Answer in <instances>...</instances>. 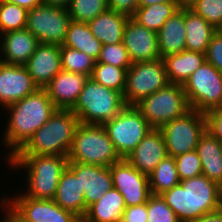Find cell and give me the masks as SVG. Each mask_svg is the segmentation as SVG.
I'll list each match as a JSON object with an SVG mask.
<instances>
[{
	"instance_id": "6da1fadb",
	"label": "cell",
	"mask_w": 222,
	"mask_h": 222,
	"mask_svg": "<svg viewBox=\"0 0 222 222\" xmlns=\"http://www.w3.org/2000/svg\"><path fill=\"white\" fill-rule=\"evenodd\" d=\"M4 109L9 113L7 123L4 124V134L1 137L5 149H9L5 154L6 162L49 120L57 108L48 97L46 90L39 88L36 92Z\"/></svg>"
},
{
	"instance_id": "7a4b0ae2",
	"label": "cell",
	"mask_w": 222,
	"mask_h": 222,
	"mask_svg": "<svg viewBox=\"0 0 222 222\" xmlns=\"http://www.w3.org/2000/svg\"><path fill=\"white\" fill-rule=\"evenodd\" d=\"M160 196L180 222L196 221L222 207L220 186L203 174L181 180Z\"/></svg>"
},
{
	"instance_id": "3957f363",
	"label": "cell",
	"mask_w": 222,
	"mask_h": 222,
	"mask_svg": "<svg viewBox=\"0 0 222 222\" xmlns=\"http://www.w3.org/2000/svg\"><path fill=\"white\" fill-rule=\"evenodd\" d=\"M10 170L25 171L26 197L54 199L61 174L67 168V156L55 155H13L6 161ZM9 163V164H8ZM24 169V170H23Z\"/></svg>"
},
{
	"instance_id": "277c9868",
	"label": "cell",
	"mask_w": 222,
	"mask_h": 222,
	"mask_svg": "<svg viewBox=\"0 0 222 222\" xmlns=\"http://www.w3.org/2000/svg\"><path fill=\"white\" fill-rule=\"evenodd\" d=\"M79 123L78 116L71 109H56L15 155L68 157Z\"/></svg>"
},
{
	"instance_id": "5b68a950",
	"label": "cell",
	"mask_w": 222,
	"mask_h": 222,
	"mask_svg": "<svg viewBox=\"0 0 222 222\" xmlns=\"http://www.w3.org/2000/svg\"><path fill=\"white\" fill-rule=\"evenodd\" d=\"M126 106L123 94L88 78L71 109L83 124L103 125L116 117Z\"/></svg>"
},
{
	"instance_id": "8992f818",
	"label": "cell",
	"mask_w": 222,
	"mask_h": 222,
	"mask_svg": "<svg viewBox=\"0 0 222 222\" xmlns=\"http://www.w3.org/2000/svg\"><path fill=\"white\" fill-rule=\"evenodd\" d=\"M121 159L103 125L78 124L68 154L69 162L110 167Z\"/></svg>"
},
{
	"instance_id": "52a82bcc",
	"label": "cell",
	"mask_w": 222,
	"mask_h": 222,
	"mask_svg": "<svg viewBox=\"0 0 222 222\" xmlns=\"http://www.w3.org/2000/svg\"><path fill=\"white\" fill-rule=\"evenodd\" d=\"M135 107L152 128L160 129L167 122L191 110L183 85L168 83L165 87L142 99Z\"/></svg>"
},
{
	"instance_id": "ba28073f",
	"label": "cell",
	"mask_w": 222,
	"mask_h": 222,
	"mask_svg": "<svg viewBox=\"0 0 222 222\" xmlns=\"http://www.w3.org/2000/svg\"><path fill=\"white\" fill-rule=\"evenodd\" d=\"M191 109L206 113L222 107V73L205 60L183 84Z\"/></svg>"
},
{
	"instance_id": "9c48e42d",
	"label": "cell",
	"mask_w": 222,
	"mask_h": 222,
	"mask_svg": "<svg viewBox=\"0 0 222 222\" xmlns=\"http://www.w3.org/2000/svg\"><path fill=\"white\" fill-rule=\"evenodd\" d=\"M103 126L121 158H126L152 129L135 106H125Z\"/></svg>"
},
{
	"instance_id": "30bf717a",
	"label": "cell",
	"mask_w": 222,
	"mask_h": 222,
	"mask_svg": "<svg viewBox=\"0 0 222 222\" xmlns=\"http://www.w3.org/2000/svg\"><path fill=\"white\" fill-rule=\"evenodd\" d=\"M169 83L162 58L154 61L136 62L128 68L123 99L126 106H135L145 97Z\"/></svg>"
},
{
	"instance_id": "8fae6325",
	"label": "cell",
	"mask_w": 222,
	"mask_h": 222,
	"mask_svg": "<svg viewBox=\"0 0 222 222\" xmlns=\"http://www.w3.org/2000/svg\"><path fill=\"white\" fill-rule=\"evenodd\" d=\"M71 21L67 8L42 3L28 10L25 28L40 43L62 46Z\"/></svg>"
},
{
	"instance_id": "7c38bea8",
	"label": "cell",
	"mask_w": 222,
	"mask_h": 222,
	"mask_svg": "<svg viewBox=\"0 0 222 222\" xmlns=\"http://www.w3.org/2000/svg\"><path fill=\"white\" fill-rule=\"evenodd\" d=\"M168 156L176 157L196 150L200 136L206 130V116L191 109L182 117L167 122L160 128Z\"/></svg>"
},
{
	"instance_id": "4fadbf2b",
	"label": "cell",
	"mask_w": 222,
	"mask_h": 222,
	"mask_svg": "<svg viewBox=\"0 0 222 222\" xmlns=\"http://www.w3.org/2000/svg\"><path fill=\"white\" fill-rule=\"evenodd\" d=\"M15 194L12 198L3 194L0 201L20 222H81L76 215L61 208L53 199L29 198L22 192Z\"/></svg>"
},
{
	"instance_id": "5bb4252c",
	"label": "cell",
	"mask_w": 222,
	"mask_h": 222,
	"mask_svg": "<svg viewBox=\"0 0 222 222\" xmlns=\"http://www.w3.org/2000/svg\"><path fill=\"white\" fill-rule=\"evenodd\" d=\"M113 187L124 198L125 206H135L146 203L152 195L149 176L139 172L125 158L110 166Z\"/></svg>"
},
{
	"instance_id": "9a60e30c",
	"label": "cell",
	"mask_w": 222,
	"mask_h": 222,
	"mask_svg": "<svg viewBox=\"0 0 222 222\" xmlns=\"http://www.w3.org/2000/svg\"><path fill=\"white\" fill-rule=\"evenodd\" d=\"M123 44L132 63L161 58L157 32L147 29L129 17L123 31Z\"/></svg>"
},
{
	"instance_id": "2e32d148",
	"label": "cell",
	"mask_w": 222,
	"mask_h": 222,
	"mask_svg": "<svg viewBox=\"0 0 222 222\" xmlns=\"http://www.w3.org/2000/svg\"><path fill=\"white\" fill-rule=\"evenodd\" d=\"M39 89L24 65L0 62V105L5 108Z\"/></svg>"
},
{
	"instance_id": "e0dca14e",
	"label": "cell",
	"mask_w": 222,
	"mask_h": 222,
	"mask_svg": "<svg viewBox=\"0 0 222 222\" xmlns=\"http://www.w3.org/2000/svg\"><path fill=\"white\" fill-rule=\"evenodd\" d=\"M67 167L75 175H80V185L81 191H84L86 214L87 208L101 199L103 194L113 187L110 167L69 161Z\"/></svg>"
},
{
	"instance_id": "ac0fdd59",
	"label": "cell",
	"mask_w": 222,
	"mask_h": 222,
	"mask_svg": "<svg viewBox=\"0 0 222 222\" xmlns=\"http://www.w3.org/2000/svg\"><path fill=\"white\" fill-rule=\"evenodd\" d=\"M167 156L163 133L160 129L152 128L125 159L139 172L149 176Z\"/></svg>"
},
{
	"instance_id": "d6986e66",
	"label": "cell",
	"mask_w": 222,
	"mask_h": 222,
	"mask_svg": "<svg viewBox=\"0 0 222 222\" xmlns=\"http://www.w3.org/2000/svg\"><path fill=\"white\" fill-rule=\"evenodd\" d=\"M24 66L39 88L46 87L62 70L60 46L39 43Z\"/></svg>"
},
{
	"instance_id": "ffe728a7",
	"label": "cell",
	"mask_w": 222,
	"mask_h": 222,
	"mask_svg": "<svg viewBox=\"0 0 222 222\" xmlns=\"http://www.w3.org/2000/svg\"><path fill=\"white\" fill-rule=\"evenodd\" d=\"M88 78L61 70L44 89L57 109H72Z\"/></svg>"
},
{
	"instance_id": "44dd1931",
	"label": "cell",
	"mask_w": 222,
	"mask_h": 222,
	"mask_svg": "<svg viewBox=\"0 0 222 222\" xmlns=\"http://www.w3.org/2000/svg\"><path fill=\"white\" fill-rule=\"evenodd\" d=\"M39 43V40L26 28L1 34L0 62L9 65H25Z\"/></svg>"
},
{
	"instance_id": "7402d4cb",
	"label": "cell",
	"mask_w": 222,
	"mask_h": 222,
	"mask_svg": "<svg viewBox=\"0 0 222 222\" xmlns=\"http://www.w3.org/2000/svg\"><path fill=\"white\" fill-rule=\"evenodd\" d=\"M53 200L61 208L82 220L85 216V198L84 191H81L80 175H75L67 167L61 174Z\"/></svg>"
},
{
	"instance_id": "603a6c76",
	"label": "cell",
	"mask_w": 222,
	"mask_h": 222,
	"mask_svg": "<svg viewBox=\"0 0 222 222\" xmlns=\"http://www.w3.org/2000/svg\"><path fill=\"white\" fill-rule=\"evenodd\" d=\"M157 34L161 58L186 50L185 7L177 10Z\"/></svg>"
},
{
	"instance_id": "cb8c5ba5",
	"label": "cell",
	"mask_w": 222,
	"mask_h": 222,
	"mask_svg": "<svg viewBox=\"0 0 222 222\" xmlns=\"http://www.w3.org/2000/svg\"><path fill=\"white\" fill-rule=\"evenodd\" d=\"M196 151L202 163V174L211 181L222 185V146L221 142L208 130L200 136Z\"/></svg>"
},
{
	"instance_id": "d4e9b609",
	"label": "cell",
	"mask_w": 222,
	"mask_h": 222,
	"mask_svg": "<svg viewBox=\"0 0 222 222\" xmlns=\"http://www.w3.org/2000/svg\"><path fill=\"white\" fill-rule=\"evenodd\" d=\"M125 208L123 196L112 187L87 208L81 222H121Z\"/></svg>"
},
{
	"instance_id": "484cf974",
	"label": "cell",
	"mask_w": 222,
	"mask_h": 222,
	"mask_svg": "<svg viewBox=\"0 0 222 222\" xmlns=\"http://www.w3.org/2000/svg\"><path fill=\"white\" fill-rule=\"evenodd\" d=\"M129 16L108 9L88 22L91 33L106 44H116L123 41V31Z\"/></svg>"
},
{
	"instance_id": "4316f807",
	"label": "cell",
	"mask_w": 222,
	"mask_h": 222,
	"mask_svg": "<svg viewBox=\"0 0 222 222\" xmlns=\"http://www.w3.org/2000/svg\"><path fill=\"white\" fill-rule=\"evenodd\" d=\"M165 63L169 83L183 85L203 62L205 54L194 51H181L162 58Z\"/></svg>"
},
{
	"instance_id": "83f0119b",
	"label": "cell",
	"mask_w": 222,
	"mask_h": 222,
	"mask_svg": "<svg viewBox=\"0 0 222 222\" xmlns=\"http://www.w3.org/2000/svg\"><path fill=\"white\" fill-rule=\"evenodd\" d=\"M186 50L205 54L217 29L190 8L185 7Z\"/></svg>"
},
{
	"instance_id": "f1b7e54d",
	"label": "cell",
	"mask_w": 222,
	"mask_h": 222,
	"mask_svg": "<svg viewBox=\"0 0 222 222\" xmlns=\"http://www.w3.org/2000/svg\"><path fill=\"white\" fill-rule=\"evenodd\" d=\"M102 45V42L91 33L88 23L75 21L69 23L63 46L82 51L97 61Z\"/></svg>"
},
{
	"instance_id": "f546056e",
	"label": "cell",
	"mask_w": 222,
	"mask_h": 222,
	"mask_svg": "<svg viewBox=\"0 0 222 222\" xmlns=\"http://www.w3.org/2000/svg\"><path fill=\"white\" fill-rule=\"evenodd\" d=\"M181 7L180 1H167L137 7L132 18L147 29L158 32L164 23Z\"/></svg>"
},
{
	"instance_id": "4dcf8cb0",
	"label": "cell",
	"mask_w": 222,
	"mask_h": 222,
	"mask_svg": "<svg viewBox=\"0 0 222 222\" xmlns=\"http://www.w3.org/2000/svg\"><path fill=\"white\" fill-rule=\"evenodd\" d=\"M180 179L177 174L175 158L167 156L156 166L149 175V185L152 195H160L178 185Z\"/></svg>"
},
{
	"instance_id": "1f68e13d",
	"label": "cell",
	"mask_w": 222,
	"mask_h": 222,
	"mask_svg": "<svg viewBox=\"0 0 222 222\" xmlns=\"http://www.w3.org/2000/svg\"><path fill=\"white\" fill-rule=\"evenodd\" d=\"M127 70L107 63L96 62L90 78L106 88L123 94Z\"/></svg>"
},
{
	"instance_id": "d6a6232c",
	"label": "cell",
	"mask_w": 222,
	"mask_h": 222,
	"mask_svg": "<svg viewBox=\"0 0 222 222\" xmlns=\"http://www.w3.org/2000/svg\"><path fill=\"white\" fill-rule=\"evenodd\" d=\"M61 53V69L91 76L96 60L82 51L76 49L60 46Z\"/></svg>"
},
{
	"instance_id": "836d02e7",
	"label": "cell",
	"mask_w": 222,
	"mask_h": 222,
	"mask_svg": "<svg viewBox=\"0 0 222 222\" xmlns=\"http://www.w3.org/2000/svg\"><path fill=\"white\" fill-rule=\"evenodd\" d=\"M72 21L88 23L109 9L108 0H71L67 8Z\"/></svg>"
},
{
	"instance_id": "e575fe53",
	"label": "cell",
	"mask_w": 222,
	"mask_h": 222,
	"mask_svg": "<svg viewBox=\"0 0 222 222\" xmlns=\"http://www.w3.org/2000/svg\"><path fill=\"white\" fill-rule=\"evenodd\" d=\"M27 10L17 4L0 0V35L25 29Z\"/></svg>"
},
{
	"instance_id": "d590c367",
	"label": "cell",
	"mask_w": 222,
	"mask_h": 222,
	"mask_svg": "<svg viewBox=\"0 0 222 222\" xmlns=\"http://www.w3.org/2000/svg\"><path fill=\"white\" fill-rule=\"evenodd\" d=\"M96 62L111 64L126 70L132 65L123 42L102 45L100 56Z\"/></svg>"
},
{
	"instance_id": "8d00e7d4",
	"label": "cell",
	"mask_w": 222,
	"mask_h": 222,
	"mask_svg": "<svg viewBox=\"0 0 222 222\" xmlns=\"http://www.w3.org/2000/svg\"><path fill=\"white\" fill-rule=\"evenodd\" d=\"M175 163L180 181L202 175V163L196 150L176 156Z\"/></svg>"
},
{
	"instance_id": "74e56055",
	"label": "cell",
	"mask_w": 222,
	"mask_h": 222,
	"mask_svg": "<svg viewBox=\"0 0 222 222\" xmlns=\"http://www.w3.org/2000/svg\"><path fill=\"white\" fill-rule=\"evenodd\" d=\"M147 222H180L160 195H151L147 201Z\"/></svg>"
},
{
	"instance_id": "f35d334b",
	"label": "cell",
	"mask_w": 222,
	"mask_h": 222,
	"mask_svg": "<svg viewBox=\"0 0 222 222\" xmlns=\"http://www.w3.org/2000/svg\"><path fill=\"white\" fill-rule=\"evenodd\" d=\"M190 9L216 29L222 24V0H198Z\"/></svg>"
},
{
	"instance_id": "ab89813d",
	"label": "cell",
	"mask_w": 222,
	"mask_h": 222,
	"mask_svg": "<svg viewBox=\"0 0 222 222\" xmlns=\"http://www.w3.org/2000/svg\"><path fill=\"white\" fill-rule=\"evenodd\" d=\"M205 60L222 73V35L218 31L212 36L208 44Z\"/></svg>"
},
{
	"instance_id": "60d3db41",
	"label": "cell",
	"mask_w": 222,
	"mask_h": 222,
	"mask_svg": "<svg viewBox=\"0 0 222 222\" xmlns=\"http://www.w3.org/2000/svg\"><path fill=\"white\" fill-rule=\"evenodd\" d=\"M206 130L219 141H222V107L215 108L205 113Z\"/></svg>"
},
{
	"instance_id": "b9f144b4",
	"label": "cell",
	"mask_w": 222,
	"mask_h": 222,
	"mask_svg": "<svg viewBox=\"0 0 222 222\" xmlns=\"http://www.w3.org/2000/svg\"><path fill=\"white\" fill-rule=\"evenodd\" d=\"M148 215H147V202L126 207L121 222H147Z\"/></svg>"
},
{
	"instance_id": "7bdbcfd3",
	"label": "cell",
	"mask_w": 222,
	"mask_h": 222,
	"mask_svg": "<svg viewBox=\"0 0 222 222\" xmlns=\"http://www.w3.org/2000/svg\"><path fill=\"white\" fill-rule=\"evenodd\" d=\"M110 10L132 17L138 7L137 0H108Z\"/></svg>"
},
{
	"instance_id": "ee69618b",
	"label": "cell",
	"mask_w": 222,
	"mask_h": 222,
	"mask_svg": "<svg viewBox=\"0 0 222 222\" xmlns=\"http://www.w3.org/2000/svg\"><path fill=\"white\" fill-rule=\"evenodd\" d=\"M25 8L27 11L31 10L35 6L42 4V0H1Z\"/></svg>"
},
{
	"instance_id": "f6af8a7d",
	"label": "cell",
	"mask_w": 222,
	"mask_h": 222,
	"mask_svg": "<svg viewBox=\"0 0 222 222\" xmlns=\"http://www.w3.org/2000/svg\"><path fill=\"white\" fill-rule=\"evenodd\" d=\"M193 222H222V207L219 210L203 215Z\"/></svg>"
},
{
	"instance_id": "bcb514c9",
	"label": "cell",
	"mask_w": 222,
	"mask_h": 222,
	"mask_svg": "<svg viewBox=\"0 0 222 222\" xmlns=\"http://www.w3.org/2000/svg\"><path fill=\"white\" fill-rule=\"evenodd\" d=\"M0 204L2 206L1 207V210L3 208L2 211L3 212V217L1 216L0 218V222H20L15 216L14 214L0 201ZM3 219V220H2Z\"/></svg>"
},
{
	"instance_id": "7dc6e473",
	"label": "cell",
	"mask_w": 222,
	"mask_h": 222,
	"mask_svg": "<svg viewBox=\"0 0 222 222\" xmlns=\"http://www.w3.org/2000/svg\"><path fill=\"white\" fill-rule=\"evenodd\" d=\"M43 4L68 8L71 0H42Z\"/></svg>"
},
{
	"instance_id": "c3c4849f",
	"label": "cell",
	"mask_w": 222,
	"mask_h": 222,
	"mask_svg": "<svg viewBox=\"0 0 222 222\" xmlns=\"http://www.w3.org/2000/svg\"><path fill=\"white\" fill-rule=\"evenodd\" d=\"M167 1H180V0H137L138 7H143L146 5H152V4H156V3H164Z\"/></svg>"
},
{
	"instance_id": "681fc988",
	"label": "cell",
	"mask_w": 222,
	"mask_h": 222,
	"mask_svg": "<svg viewBox=\"0 0 222 222\" xmlns=\"http://www.w3.org/2000/svg\"><path fill=\"white\" fill-rule=\"evenodd\" d=\"M197 1L198 0H180V3L182 7L190 8Z\"/></svg>"
},
{
	"instance_id": "f907efd6",
	"label": "cell",
	"mask_w": 222,
	"mask_h": 222,
	"mask_svg": "<svg viewBox=\"0 0 222 222\" xmlns=\"http://www.w3.org/2000/svg\"><path fill=\"white\" fill-rule=\"evenodd\" d=\"M217 31L222 35V24L217 28Z\"/></svg>"
},
{
	"instance_id": "816d5d0a",
	"label": "cell",
	"mask_w": 222,
	"mask_h": 222,
	"mask_svg": "<svg viewBox=\"0 0 222 222\" xmlns=\"http://www.w3.org/2000/svg\"><path fill=\"white\" fill-rule=\"evenodd\" d=\"M221 196H222V185L220 186Z\"/></svg>"
}]
</instances>
